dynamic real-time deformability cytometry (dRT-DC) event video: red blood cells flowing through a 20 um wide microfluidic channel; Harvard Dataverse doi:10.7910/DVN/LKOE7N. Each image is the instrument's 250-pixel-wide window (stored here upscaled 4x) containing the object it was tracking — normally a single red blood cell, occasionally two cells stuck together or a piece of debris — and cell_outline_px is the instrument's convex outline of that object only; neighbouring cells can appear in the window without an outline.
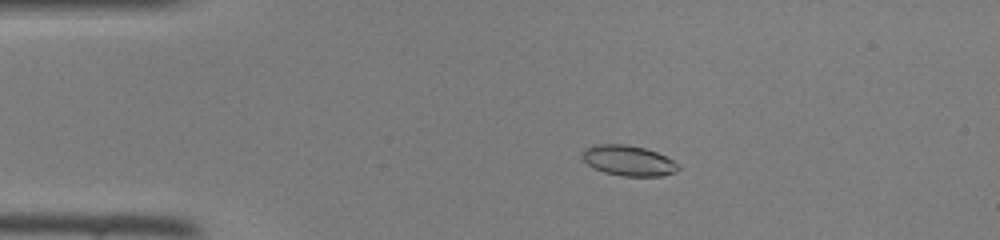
{"species": "common noctule bat (a hibernating species)", "species_latin": "Nyctalus noctula", "temperature_condition": "room temperature", "stored_images_in_passage": 46, "camera_frame_rate_fps": 3000, "um_per_image_px": 0.085, "animal": {"sex": "female", "body_mass_g": 22.0, "forearm_length_mm": 56.7}, "frame": {"image": 1, "passage_image": 9, "time_ms": 2.667, "image_size_px": [1000, 240], "cell_outline_px": [[680, 168], [676, 172], [660, 176], [620, 176], [604, 172], [588, 164], [584, 160], [584, 148], [592, 144], [628, 144], [644, 148], [656, 152], [680, 164]], "centroid_in_image_um": [53.44, 13.65], "position_along_channel_um": 31.6, "area_um2": 16.94}}
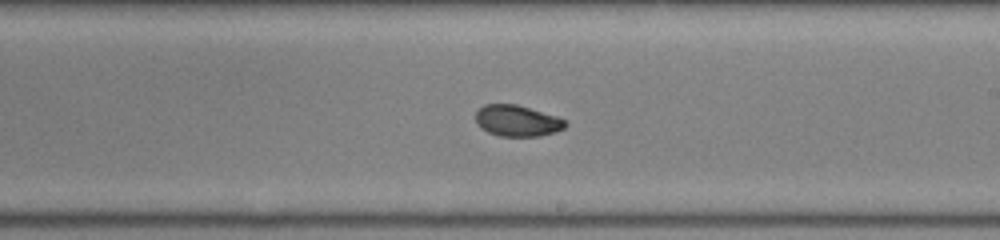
{"frame": {"image": 2, "passage_image": 27, "time_ms": 8.667, "image_size_px": [1000, 240], "cell_outline_px": [[568, 124], [564, 128], [556, 132], [540, 136], [500, 136], [488, 132], [480, 128], [476, 124], [476, 112], [484, 104], [516, 104], [556, 116], [564, 120]], "centroid_in_image_um": [43.95, 10.27], "position_along_channel_um": 245.1, "area_um2": 16.3}}
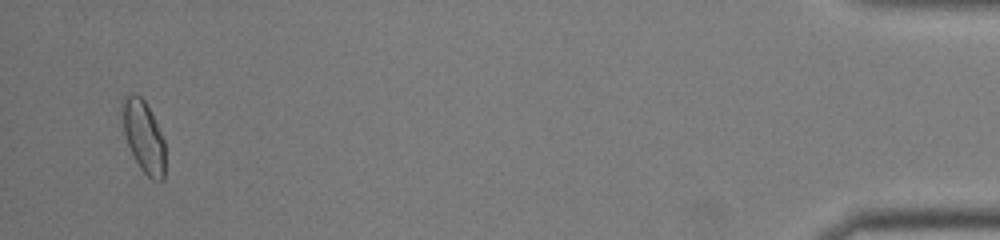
{"frame": {"image": 3, "passage_image": 45, "time_ms": 14.667, "image_size_px": [1000, 240], "cell_outline_px": [[164, 180], [152, 180], [140, 168], [128, 144], [124, 132], [120, 112], [120, 100], [124, 96], [140, 96], [144, 100], [164, 140]], "centroid_in_image_um": [12.17, 11.6], "position_along_channel_um": 423.0, "area_um2": 17.63}}